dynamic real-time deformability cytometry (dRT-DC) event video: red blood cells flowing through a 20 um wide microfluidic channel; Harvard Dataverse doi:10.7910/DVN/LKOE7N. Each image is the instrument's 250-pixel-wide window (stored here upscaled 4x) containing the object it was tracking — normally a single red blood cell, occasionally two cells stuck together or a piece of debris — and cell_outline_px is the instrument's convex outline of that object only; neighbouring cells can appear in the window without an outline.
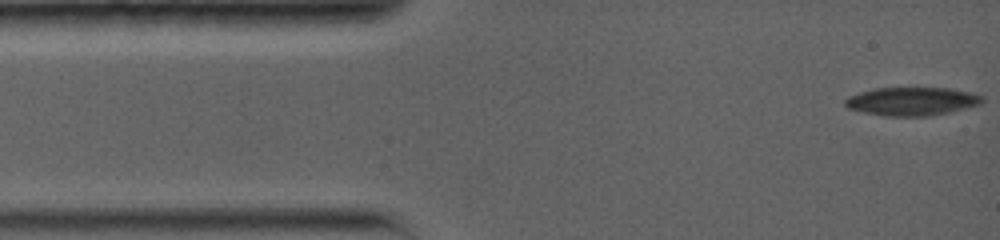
{"species": "common noctule bat (a hibernating species)", "species_latin": "Nyctalus noctula", "temperature_condition": "warm", "stored_images_in_passage": 89, "camera_frame_rate_fps": 5000, "um_per_image_px": 0.085, "animal": {"sex": "female", "body_mass_g": 19.0, "forearm_length_mm": 56.7}, "frame": {"image": 1, "passage_image": 1, "time_ms": 0.0, "image_size_px": [1000, 240], "cell_outline_px": [[984, 100], [980, 104], [948, 112], [928, 116], [888, 116], [864, 112], [848, 108], [844, 104], [844, 100], [848, 96], [872, 88], [948, 88], [968, 92], [984, 96]], "centroid_in_image_um": [77.48, 8.6], "position_along_channel_um": 7.5, "area_um2": 22.48}}
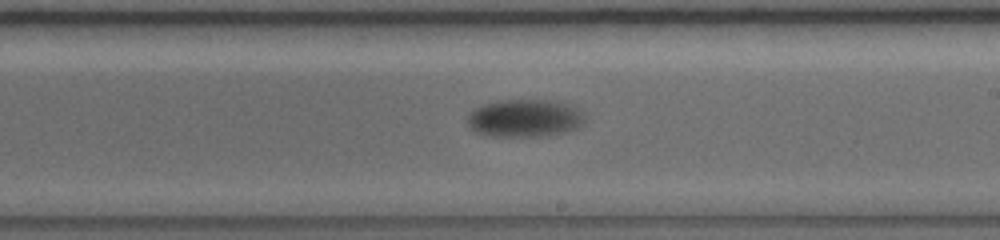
{"frame": {"image": 2, "passage_image": 52, "time_ms": 8.8, "image_size_px": [1000, 240], "cell_outline_px": [[584, 124], [576, 128], [564, 132], [544, 136], [488, 136], [476, 132], [468, 128], [468, 112], [484, 104], [500, 100], [552, 100], [568, 104], [584, 112]], "centroid_in_image_um": [44.59, 10.05], "position_along_channel_um": 244.4, "area_um2": 25.95}}
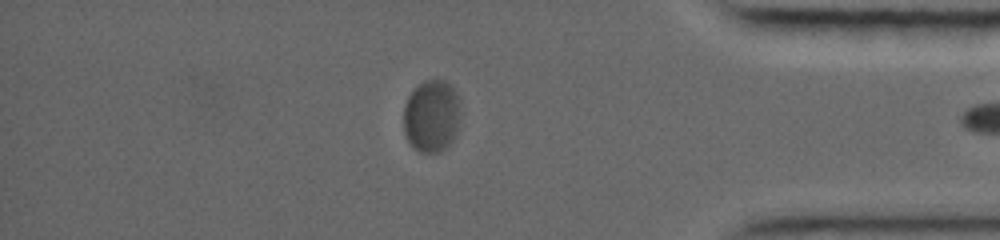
{"frame": {"image": 3, "passage_image": 88, "time_ms": 13.8, "image_size_px": [1000, 240], "cell_outline_px": [[464, 112], [456, 132], [452, 140], [440, 152], [420, 152], [412, 148], [404, 132], [404, 104], [412, 88], [424, 80], [444, 80], [460, 96]], "centroid_in_image_um": [36.72, 9.83], "position_along_channel_um": 398.5, "area_um2": 24.8}}